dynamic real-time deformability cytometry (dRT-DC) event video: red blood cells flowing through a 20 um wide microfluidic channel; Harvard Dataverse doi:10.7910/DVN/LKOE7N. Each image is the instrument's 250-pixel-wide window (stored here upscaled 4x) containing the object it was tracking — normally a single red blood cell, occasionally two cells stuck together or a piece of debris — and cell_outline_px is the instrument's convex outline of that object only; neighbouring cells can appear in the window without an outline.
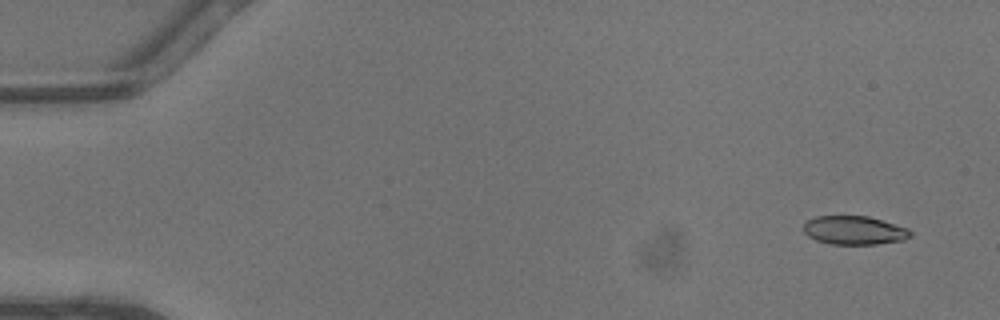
{"species": "common noctule bat (a hibernating species)", "species_latin": "Nyctalus noctula", "temperature_condition": "warm", "stored_images_in_passage": 45, "camera_frame_rate_fps": 3000, "um_per_image_px": 0.085, "animal": {"sex": "male", "body_mass_g": 13.3}, "frame": {"image": 1, "passage_image": 2, "time_ms": 0.333, "image_size_px": [1000, 320], "cell_outline_px": [[912, 236], [904, 240], [876, 244], [832, 244], [816, 240], [808, 236], [800, 228], [804, 220], [816, 216], [868, 216], [908, 228], [912, 232]], "centroid_in_image_um": [72.56, 19.57], "position_along_channel_um": 12.4, "area_um2": 18.09}}
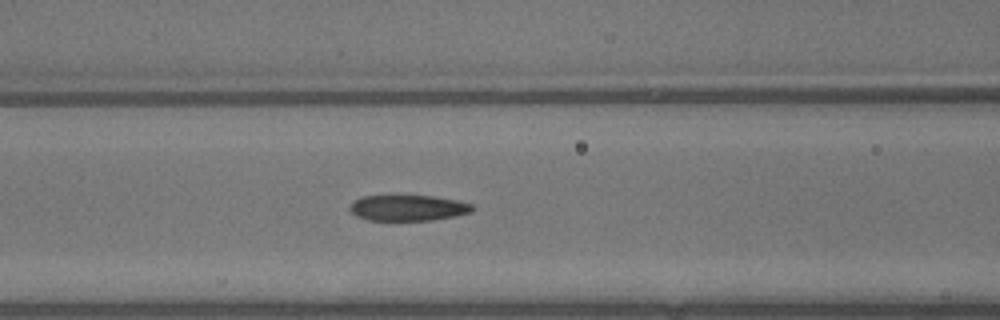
{"frame": {"image": 2, "passage_image": 19, "time_ms": 6.0, "image_size_px": [1000, 320], "cell_outline_px": [[476, 208], [472, 212], [456, 216], [432, 220], [368, 220], [356, 216], [348, 208], [352, 200], [364, 196], [396, 192], [436, 196], [456, 200], [472, 204]], "centroid_in_image_um": [34.65, 17.61], "position_along_channel_um": 131.9, "area_um2": 19.59}}
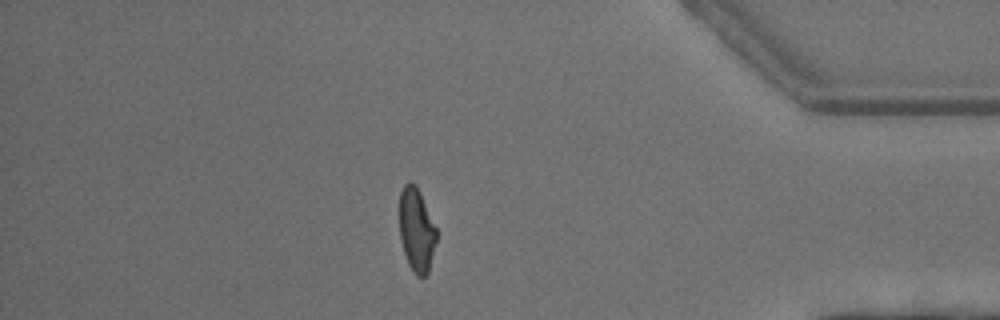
{"frame": {"image": 3, "passage_image": 39, "time_ms": 12.667, "image_size_px": [1000, 320], "cell_outline_px": [[436, 240], [428, 272], [424, 276], [416, 276], [412, 272], [408, 264], [400, 240], [400, 192], [404, 184], [408, 180], [416, 184], [420, 192], [436, 228]], "centroid_in_image_um": [35.39, 19.53], "position_along_channel_um": 399.8, "area_um2": 17.98}, "authors_computed_cell_mechanics": {"area_um2": 19.3052, "velocity_mm_per_s": 4.553, "shape_relaxation_time_tau1_ms": 6.5074, "shape_relaxation_time_tau2_ms": 1.4177, "deformation_change_tau1": 0.1983, "deformation_change_tau2": 0.0828}}